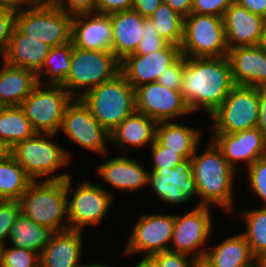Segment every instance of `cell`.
<instances>
[{
  "instance_id": "cell-16",
  "label": "cell",
  "mask_w": 266,
  "mask_h": 267,
  "mask_svg": "<svg viewBox=\"0 0 266 267\" xmlns=\"http://www.w3.org/2000/svg\"><path fill=\"white\" fill-rule=\"evenodd\" d=\"M181 55L180 47L172 44L147 55L129 54L121 61V73L136 89L141 85L157 81Z\"/></svg>"
},
{
  "instance_id": "cell-35",
  "label": "cell",
  "mask_w": 266,
  "mask_h": 267,
  "mask_svg": "<svg viewBox=\"0 0 266 267\" xmlns=\"http://www.w3.org/2000/svg\"><path fill=\"white\" fill-rule=\"evenodd\" d=\"M242 218L246 222V231L242 234L258 259L266 254V206L244 211Z\"/></svg>"
},
{
  "instance_id": "cell-4",
  "label": "cell",
  "mask_w": 266,
  "mask_h": 267,
  "mask_svg": "<svg viewBox=\"0 0 266 267\" xmlns=\"http://www.w3.org/2000/svg\"><path fill=\"white\" fill-rule=\"evenodd\" d=\"M80 99L110 134L136 111L135 89L122 73L89 90Z\"/></svg>"
},
{
  "instance_id": "cell-14",
  "label": "cell",
  "mask_w": 266,
  "mask_h": 267,
  "mask_svg": "<svg viewBox=\"0 0 266 267\" xmlns=\"http://www.w3.org/2000/svg\"><path fill=\"white\" fill-rule=\"evenodd\" d=\"M174 214H147L140 216L132 229L125 247V254L140 252L152 256L159 252L169 251L173 228Z\"/></svg>"
},
{
  "instance_id": "cell-33",
  "label": "cell",
  "mask_w": 266,
  "mask_h": 267,
  "mask_svg": "<svg viewBox=\"0 0 266 267\" xmlns=\"http://www.w3.org/2000/svg\"><path fill=\"white\" fill-rule=\"evenodd\" d=\"M72 50V41L52 47L42 69L37 73L39 84L46 85L47 82V85H62L65 82L71 67Z\"/></svg>"
},
{
  "instance_id": "cell-28",
  "label": "cell",
  "mask_w": 266,
  "mask_h": 267,
  "mask_svg": "<svg viewBox=\"0 0 266 267\" xmlns=\"http://www.w3.org/2000/svg\"><path fill=\"white\" fill-rule=\"evenodd\" d=\"M256 260L242 233L228 237L211 250L206 249L203 259L210 267H245Z\"/></svg>"
},
{
  "instance_id": "cell-9",
  "label": "cell",
  "mask_w": 266,
  "mask_h": 267,
  "mask_svg": "<svg viewBox=\"0 0 266 267\" xmlns=\"http://www.w3.org/2000/svg\"><path fill=\"white\" fill-rule=\"evenodd\" d=\"M72 100L61 85L38 84L19 106L37 133L56 134Z\"/></svg>"
},
{
  "instance_id": "cell-8",
  "label": "cell",
  "mask_w": 266,
  "mask_h": 267,
  "mask_svg": "<svg viewBox=\"0 0 266 267\" xmlns=\"http://www.w3.org/2000/svg\"><path fill=\"white\" fill-rule=\"evenodd\" d=\"M185 57H225L229 48L223 18L190 13L184 18L183 39L180 46Z\"/></svg>"
},
{
  "instance_id": "cell-15",
  "label": "cell",
  "mask_w": 266,
  "mask_h": 267,
  "mask_svg": "<svg viewBox=\"0 0 266 267\" xmlns=\"http://www.w3.org/2000/svg\"><path fill=\"white\" fill-rule=\"evenodd\" d=\"M135 98L136 111L156 122L170 121L192 113L181 91L168 89L156 81L137 87Z\"/></svg>"
},
{
  "instance_id": "cell-1",
  "label": "cell",
  "mask_w": 266,
  "mask_h": 267,
  "mask_svg": "<svg viewBox=\"0 0 266 267\" xmlns=\"http://www.w3.org/2000/svg\"><path fill=\"white\" fill-rule=\"evenodd\" d=\"M181 93L192 114L203 107L210 116L235 86L225 57H185Z\"/></svg>"
},
{
  "instance_id": "cell-45",
  "label": "cell",
  "mask_w": 266,
  "mask_h": 267,
  "mask_svg": "<svg viewBox=\"0 0 266 267\" xmlns=\"http://www.w3.org/2000/svg\"><path fill=\"white\" fill-rule=\"evenodd\" d=\"M54 3L72 16L83 13H95L97 0H55Z\"/></svg>"
},
{
  "instance_id": "cell-11",
  "label": "cell",
  "mask_w": 266,
  "mask_h": 267,
  "mask_svg": "<svg viewBox=\"0 0 266 267\" xmlns=\"http://www.w3.org/2000/svg\"><path fill=\"white\" fill-rule=\"evenodd\" d=\"M210 212V206L197 205L189 213L175 214L171 239L174 246L170 247L169 251L191 255L197 260H203L206 253V248L203 246L210 238L213 228V217Z\"/></svg>"
},
{
  "instance_id": "cell-57",
  "label": "cell",
  "mask_w": 266,
  "mask_h": 267,
  "mask_svg": "<svg viewBox=\"0 0 266 267\" xmlns=\"http://www.w3.org/2000/svg\"><path fill=\"white\" fill-rule=\"evenodd\" d=\"M194 267H210V266L206 264L203 260H198Z\"/></svg>"
},
{
  "instance_id": "cell-56",
  "label": "cell",
  "mask_w": 266,
  "mask_h": 267,
  "mask_svg": "<svg viewBox=\"0 0 266 267\" xmlns=\"http://www.w3.org/2000/svg\"><path fill=\"white\" fill-rule=\"evenodd\" d=\"M262 267H266V254L257 259Z\"/></svg>"
},
{
  "instance_id": "cell-53",
  "label": "cell",
  "mask_w": 266,
  "mask_h": 267,
  "mask_svg": "<svg viewBox=\"0 0 266 267\" xmlns=\"http://www.w3.org/2000/svg\"><path fill=\"white\" fill-rule=\"evenodd\" d=\"M260 47L266 51V19H265V24H264V30H263V35L262 39L260 42Z\"/></svg>"
},
{
  "instance_id": "cell-29",
  "label": "cell",
  "mask_w": 266,
  "mask_h": 267,
  "mask_svg": "<svg viewBox=\"0 0 266 267\" xmlns=\"http://www.w3.org/2000/svg\"><path fill=\"white\" fill-rule=\"evenodd\" d=\"M157 122L135 111L121 122L110 134L111 143L119 148L127 145L143 147L145 144H153L155 141Z\"/></svg>"
},
{
  "instance_id": "cell-32",
  "label": "cell",
  "mask_w": 266,
  "mask_h": 267,
  "mask_svg": "<svg viewBox=\"0 0 266 267\" xmlns=\"http://www.w3.org/2000/svg\"><path fill=\"white\" fill-rule=\"evenodd\" d=\"M31 182L10 153L0 159V200L18 201Z\"/></svg>"
},
{
  "instance_id": "cell-19",
  "label": "cell",
  "mask_w": 266,
  "mask_h": 267,
  "mask_svg": "<svg viewBox=\"0 0 266 267\" xmlns=\"http://www.w3.org/2000/svg\"><path fill=\"white\" fill-rule=\"evenodd\" d=\"M73 47L89 51L112 52L113 27L111 17L101 13H83L72 17Z\"/></svg>"
},
{
  "instance_id": "cell-44",
  "label": "cell",
  "mask_w": 266,
  "mask_h": 267,
  "mask_svg": "<svg viewBox=\"0 0 266 267\" xmlns=\"http://www.w3.org/2000/svg\"><path fill=\"white\" fill-rule=\"evenodd\" d=\"M235 0H193L191 13L223 17L226 9Z\"/></svg>"
},
{
  "instance_id": "cell-25",
  "label": "cell",
  "mask_w": 266,
  "mask_h": 267,
  "mask_svg": "<svg viewBox=\"0 0 266 267\" xmlns=\"http://www.w3.org/2000/svg\"><path fill=\"white\" fill-rule=\"evenodd\" d=\"M113 27L112 53L122 61L136 51L143 37L145 17L134 10L110 14Z\"/></svg>"
},
{
  "instance_id": "cell-30",
  "label": "cell",
  "mask_w": 266,
  "mask_h": 267,
  "mask_svg": "<svg viewBox=\"0 0 266 267\" xmlns=\"http://www.w3.org/2000/svg\"><path fill=\"white\" fill-rule=\"evenodd\" d=\"M53 233L54 231L48 227L37 224L20 212L10 229L7 240L15 247L25 248L40 255L50 242Z\"/></svg>"
},
{
  "instance_id": "cell-42",
  "label": "cell",
  "mask_w": 266,
  "mask_h": 267,
  "mask_svg": "<svg viewBox=\"0 0 266 267\" xmlns=\"http://www.w3.org/2000/svg\"><path fill=\"white\" fill-rule=\"evenodd\" d=\"M185 68V56L181 55L170 65L158 78L156 82L172 90L181 91L183 73Z\"/></svg>"
},
{
  "instance_id": "cell-55",
  "label": "cell",
  "mask_w": 266,
  "mask_h": 267,
  "mask_svg": "<svg viewBox=\"0 0 266 267\" xmlns=\"http://www.w3.org/2000/svg\"><path fill=\"white\" fill-rule=\"evenodd\" d=\"M79 267H114V266H108V265H103V264H99V263H96V264L81 263V265Z\"/></svg>"
},
{
  "instance_id": "cell-48",
  "label": "cell",
  "mask_w": 266,
  "mask_h": 267,
  "mask_svg": "<svg viewBox=\"0 0 266 267\" xmlns=\"http://www.w3.org/2000/svg\"><path fill=\"white\" fill-rule=\"evenodd\" d=\"M258 97L260 111L257 127L266 136V86L258 87Z\"/></svg>"
},
{
  "instance_id": "cell-2",
  "label": "cell",
  "mask_w": 266,
  "mask_h": 267,
  "mask_svg": "<svg viewBox=\"0 0 266 267\" xmlns=\"http://www.w3.org/2000/svg\"><path fill=\"white\" fill-rule=\"evenodd\" d=\"M197 152L196 148L189 162L193 167L197 195L202 198L198 205L216 204L228 213L234 206L232 190L236 170L230 166L212 141L204 153Z\"/></svg>"
},
{
  "instance_id": "cell-59",
  "label": "cell",
  "mask_w": 266,
  "mask_h": 267,
  "mask_svg": "<svg viewBox=\"0 0 266 267\" xmlns=\"http://www.w3.org/2000/svg\"><path fill=\"white\" fill-rule=\"evenodd\" d=\"M43 2H54L55 0H42Z\"/></svg>"
},
{
  "instance_id": "cell-21",
  "label": "cell",
  "mask_w": 266,
  "mask_h": 267,
  "mask_svg": "<svg viewBox=\"0 0 266 267\" xmlns=\"http://www.w3.org/2000/svg\"><path fill=\"white\" fill-rule=\"evenodd\" d=\"M227 58L235 85L266 86V51L260 45L229 49Z\"/></svg>"
},
{
  "instance_id": "cell-41",
  "label": "cell",
  "mask_w": 266,
  "mask_h": 267,
  "mask_svg": "<svg viewBox=\"0 0 266 267\" xmlns=\"http://www.w3.org/2000/svg\"><path fill=\"white\" fill-rule=\"evenodd\" d=\"M16 8L0 6V55L4 59L15 27Z\"/></svg>"
},
{
  "instance_id": "cell-60",
  "label": "cell",
  "mask_w": 266,
  "mask_h": 267,
  "mask_svg": "<svg viewBox=\"0 0 266 267\" xmlns=\"http://www.w3.org/2000/svg\"><path fill=\"white\" fill-rule=\"evenodd\" d=\"M1 252H2V247H0V265H1Z\"/></svg>"
},
{
  "instance_id": "cell-3",
  "label": "cell",
  "mask_w": 266,
  "mask_h": 267,
  "mask_svg": "<svg viewBox=\"0 0 266 267\" xmlns=\"http://www.w3.org/2000/svg\"><path fill=\"white\" fill-rule=\"evenodd\" d=\"M71 185V176L58 181H32L18 200L20 212L54 232L70 229L67 200Z\"/></svg>"
},
{
  "instance_id": "cell-24",
  "label": "cell",
  "mask_w": 266,
  "mask_h": 267,
  "mask_svg": "<svg viewBox=\"0 0 266 267\" xmlns=\"http://www.w3.org/2000/svg\"><path fill=\"white\" fill-rule=\"evenodd\" d=\"M51 49L50 45L24 35L15 26L7 53L2 61L10 66L29 69L37 74L42 69Z\"/></svg>"
},
{
  "instance_id": "cell-26",
  "label": "cell",
  "mask_w": 266,
  "mask_h": 267,
  "mask_svg": "<svg viewBox=\"0 0 266 267\" xmlns=\"http://www.w3.org/2000/svg\"><path fill=\"white\" fill-rule=\"evenodd\" d=\"M0 69V107L19 106L39 84L37 74L3 61Z\"/></svg>"
},
{
  "instance_id": "cell-49",
  "label": "cell",
  "mask_w": 266,
  "mask_h": 267,
  "mask_svg": "<svg viewBox=\"0 0 266 267\" xmlns=\"http://www.w3.org/2000/svg\"><path fill=\"white\" fill-rule=\"evenodd\" d=\"M235 2L266 19V0H235Z\"/></svg>"
},
{
  "instance_id": "cell-7",
  "label": "cell",
  "mask_w": 266,
  "mask_h": 267,
  "mask_svg": "<svg viewBox=\"0 0 266 267\" xmlns=\"http://www.w3.org/2000/svg\"><path fill=\"white\" fill-rule=\"evenodd\" d=\"M72 15L54 2L17 8L15 26L24 34L51 47L71 41Z\"/></svg>"
},
{
  "instance_id": "cell-43",
  "label": "cell",
  "mask_w": 266,
  "mask_h": 267,
  "mask_svg": "<svg viewBox=\"0 0 266 267\" xmlns=\"http://www.w3.org/2000/svg\"><path fill=\"white\" fill-rule=\"evenodd\" d=\"M151 257L159 267H194L198 261L191 256L171 251L159 252Z\"/></svg>"
},
{
  "instance_id": "cell-13",
  "label": "cell",
  "mask_w": 266,
  "mask_h": 267,
  "mask_svg": "<svg viewBox=\"0 0 266 267\" xmlns=\"http://www.w3.org/2000/svg\"><path fill=\"white\" fill-rule=\"evenodd\" d=\"M112 197L108 190L91 181L79 183L72 199L67 200L69 228L82 231L84 226L101 223L111 208Z\"/></svg>"
},
{
  "instance_id": "cell-27",
  "label": "cell",
  "mask_w": 266,
  "mask_h": 267,
  "mask_svg": "<svg viewBox=\"0 0 266 267\" xmlns=\"http://www.w3.org/2000/svg\"><path fill=\"white\" fill-rule=\"evenodd\" d=\"M200 129L174 121L157 122L155 141L167 151L177 152L188 162L200 143Z\"/></svg>"
},
{
  "instance_id": "cell-18",
  "label": "cell",
  "mask_w": 266,
  "mask_h": 267,
  "mask_svg": "<svg viewBox=\"0 0 266 267\" xmlns=\"http://www.w3.org/2000/svg\"><path fill=\"white\" fill-rule=\"evenodd\" d=\"M149 184L162 201L173 205L186 203L197 195L190 162L173 169H151Z\"/></svg>"
},
{
  "instance_id": "cell-12",
  "label": "cell",
  "mask_w": 266,
  "mask_h": 267,
  "mask_svg": "<svg viewBox=\"0 0 266 267\" xmlns=\"http://www.w3.org/2000/svg\"><path fill=\"white\" fill-rule=\"evenodd\" d=\"M60 130L77 145L101 155L107 153L106 143L111 142L110 133L80 98H73L67 105Z\"/></svg>"
},
{
  "instance_id": "cell-31",
  "label": "cell",
  "mask_w": 266,
  "mask_h": 267,
  "mask_svg": "<svg viewBox=\"0 0 266 267\" xmlns=\"http://www.w3.org/2000/svg\"><path fill=\"white\" fill-rule=\"evenodd\" d=\"M36 133L20 106L0 107V141L8 150Z\"/></svg>"
},
{
  "instance_id": "cell-36",
  "label": "cell",
  "mask_w": 266,
  "mask_h": 267,
  "mask_svg": "<svg viewBox=\"0 0 266 267\" xmlns=\"http://www.w3.org/2000/svg\"><path fill=\"white\" fill-rule=\"evenodd\" d=\"M0 267H40V255L25 248L4 245Z\"/></svg>"
},
{
  "instance_id": "cell-58",
  "label": "cell",
  "mask_w": 266,
  "mask_h": 267,
  "mask_svg": "<svg viewBox=\"0 0 266 267\" xmlns=\"http://www.w3.org/2000/svg\"><path fill=\"white\" fill-rule=\"evenodd\" d=\"M245 267H262L258 260Z\"/></svg>"
},
{
  "instance_id": "cell-50",
  "label": "cell",
  "mask_w": 266,
  "mask_h": 267,
  "mask_svg": "<svg viewBox=\"0 0 266 267\" xmlns=\"http://www.w3.org/2000/svg\"><path fill=\"white\" fill-rule=\"evenodd\" d=\"M174 11L178 12L184 18L191 13L193 0H163Z\"/></svg>"
},
{
  "instance_id": "cell-20",
  "label": "cell",
  "mask_w": 266,
  "mask_h": 267,
  "mask_svg": "<svg viewBox=\"0 0 266 267\" xmlns=\"http://www.w3.org/2000/svg\"><path fill=\"white\" fill-rule=\"evenodd\" d=\"M222 18L229 49L260 45L265 24L263 16L234 2L226 9Z\"/></svg>"
},
{
  "instance_id": "cell-6",
  "label": "cell",
  "mask_w": 266,
  "mask_h": 267,
  "mask_svg": "<svg viewBox=\"0 0 266 267\" xmlns=\"http://www.w3.org/2000/svg\"><path fill=\"white\" fill-rule=\"evenodd\" d=\"M121 73V61L110 51H89L73 47L71 67L61 85L73 98L115 78Z\"/></svg>"
},
{
  "instance_id": "cell-54",
  "label": "cell",
  "mask_w": 266,
  "mask_h": 267,
  "mask_svg": "<svg viewBox=\"0 0 266 267\" xmlns=\"http://www.w3.org/2000/svg\"><path fill=\"white\" fill-rule=\"evenodd\" d=\"M7 153H9V150L0 141V159L3 158Z\"/></svg>"
},
{
  "instance_id": "cell-23",
  "label": "cell",
  "mask_w": 266,
  "mask_h": 267,
  "mask_svg": "<svg viewBox=\"0 0 266 267\" xmlns=\"http://www.w3.org/2000/svg\"><path fill=\"white\" fill-rule=\"evenodd\" d=\"M97 173L102 180L116 189L134 191L148 184L149 171L126 155L113 157L100 164Z\"/></svg>"
},
{
  "instance_id": "cell-47",
  "label": "cell",
  "mask_w": 266,
  "mask_h": 267,
  "mask_svg": "<svg viewBox=\"0 0 266 267\" xmlns=\"http://www.w3.org/2000/svg\"><path fill=\"white\" fill-rule=\"evenodd\" d=\"M162 2L163 0H134L132 10L138 12L143 17L148 18Z\"/></svg>"
},
{
  "instance_id": "cell-22",
  "label": "cell",
  "mask_w": 266,
  "mask_h": 267,
  "mask_svg": "<svg viewBox=\"0 0 266 267\" xmlns=\"http://www.w3.org/2000/svg\"><path fill=\"white\" fill-rule=\"evenodd\" d=\"M83 231L68 229L54 232L40 254V267H79Z\"/></svg>"
},
{
  "instance_id": "cell-52",
  "label": "cell",
  "mask_w": 266,
  "mask_h": 267,
  "mask_svg": "<svg viewBox=\"0 0 266 267\" xmlns=\"http://www.w3.org/2000/svg\"><path fill=\"white\" fill-rule=\"evenodd\" d=\"M136 267H159L151 256H144Z\"/></svg>"
},
{
  "instance_id": "cell-51",
  "label": "cell",
  "mask_w": 266,
  "mask_h": 267,
  "mask_svg": "<svg viewBox=\"0 0 266 267\" xmlns=\"http://www.w3.org/2000/svg\"><path fill=\"white\" fill-rule=\"evenodd\" d=\"M43 3L42 0H0V6H10L13 8H21L23 4L24 7L35 6Z\"/></svg>"
},
{
  "instance_id": "cell-10",
  "label": "cell",
  "mask_w": 266,
  "mask_h": 267,
  "mask_svg": "<svg viewBox=\"0 0 266 267\" xmlns=\"http://www.w3.org/2000/svg\"><path fill=\"white\" fill-rule=\"evenodd\" d=\"M258 87L235 85L225 101L210 118L214 122V133H234L258 126Z\"/></svg>"
},
{
  "instance_id": "cell-34",
  "label": "cell",
  "mask_w": 266,
  "mask_h": 267,
  "mask_svg": "<svg viewBox=\"0 0 266 267\" xmlns=\"http://www.w3.org/2000/svg\"><path fill=\"white\" fill-rule=\"evenodd\" d=\"M157 27L162 39L169 44L181 46L183 39L184 17L162 2L148 17Z\"/></svg>"
},
{
  "instance_id": "cell-17",
  "label": "cell",
  "mask_w": 266,
  "mask_h": 267,
  "mask_svg": "<svg viewBox=\"0 0 266 267\" xmlns=\"http://www.w3.org/2000/svg\"><path fill=\"white\" fill-rule=\"evenodd\" d=\"M211 141L234 170L237 161H244L248 168L266 156V136L258 127L234 133H214Z\"/></svg>"
},
{
  "instance_id": "cell-39",
  "label": "cell",
  "mask_w": 266,
  "mask_h": 267,
  "mask_svg": "<svg viewBox=\"0 0 266 267\" xmlns=\"http://www.w3.org/2000/svg\"><path fill=\"white\" fill-rule=\"evenodd\" d=\"M20 214L19 201L0 200V247L9 239V232L16 217Z\"/></svg>"
},
{
  "instance_id": "cell-38",
  "label": "cell",
  "mask_w": 266,
  "mask_h": 267,
  "mask_svg": "<svg viewBox=\"0 0 266 267\" xmlns=\"http://www.w3.org/2000/svg\"><path fill=\"white\" fill-rule=\"evenodd\" d=\"M248 184L252 192L256 193L258 198L266 206V156L257 159L248 168Z\"/></svg>"
},
{
  "instance_id": "cell-37",
  "label": "cell",
  "mask_w": 266,
  "mask_h": 267,
  "mask_svg": "<svg viewBox=\"0 0 266 267\" xmlns=\"http://www.w3.org/2000/svg\"><path fill=\"white\" fill-rule=\"evenodd\" d=\"M168 44L169 43L162 39L159 35L155 24L149 18H145L143 25V37L139 42L136 51L132 54H151L157 50L165 48Z\"/></svg>"
},
{
  "instance_id": "cell-46",
  "label": "cell",
  "mask_w": 266,
  "mask_h": 267,
  "mask_svg": "<svg viewBox=\"0 0 266 267\" xmlns=\"http://www.w3.org/2000/svg\"><path fill=\"white\" fill-rule=\"evenodd\" d=\"M134 0H97L96 12L113 14L116 12L132 10Z\"/></svg>"
},
{
  "instance_id": "cell-40",
  "label": "cell",
  "mask_w": 266,
  "mask_h": 267,
  "mask_svg": "<svg viewBox=\"0 0 266 267\" xmlns=\"http://www.w3.org/2000/svg\"><path fill=\"white\" fill-rule=\"evenodd\" d=\"M150 151L154 162L152 169H173L188 163L182 155H179L177 152L167 151V148L160 146L156 141L151 145Z\"/></svg>"
},
{
  "instance_id": "cell-5",
  "label": "cell",
  "mask_w": 266,
  "mask_h": 267,
  "mask_svg": "<svg viewBox=\"0 0 266 267\" xmlns=\"http://www.w3.org/2000/svg\"><path fill=\"white\" fill-rule=\"evenodd\" d=\"M55 134L36 133L33 137L17 143L9 153L23 167L26 175L32 181H58L64 180L70 174L61 173L49 177L70 160V154L64 147L50 140ZM48 138H50L48 140Z\"/></svg>"
}]
</instances>
